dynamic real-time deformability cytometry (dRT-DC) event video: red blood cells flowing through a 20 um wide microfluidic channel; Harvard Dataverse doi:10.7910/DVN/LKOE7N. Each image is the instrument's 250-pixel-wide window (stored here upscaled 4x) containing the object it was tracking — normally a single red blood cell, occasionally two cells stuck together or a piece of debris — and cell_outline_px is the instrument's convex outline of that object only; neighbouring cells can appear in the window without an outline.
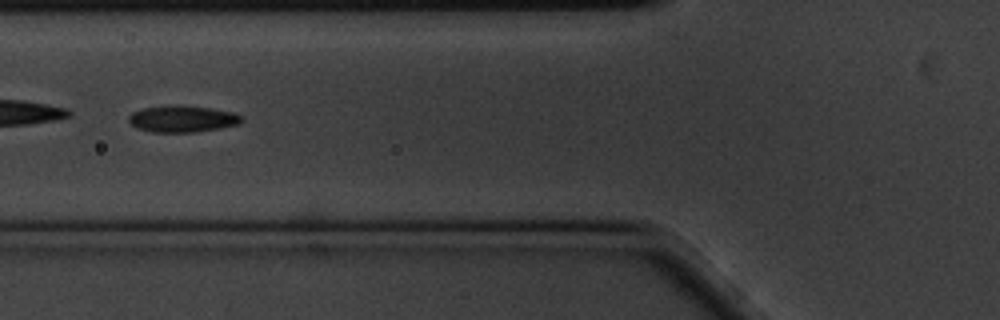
{"species": "common noctule bat (a hibernating species)", "species_latin": "Nyctalus noctula", "temperature_condition": "cold", "stored_images_in_passage": 43, "camera_frame_rate_fps": 3000, "um_per_image_px": 0.085, "animal": {"sex": "male", "body_mass_g": 20.1, "forearm_length_mm": 53.5}, "frame": {"image": 1, "passage_image": 7, "time_ms": 2.0, "image_size_px": [1000, 320], "cell_outline_px": [[244, 120], [240, 124], [220, 128], [196, 132], [152, 132], [136, 128], [128, 120], [128, 116], [132, 112], [144, 108], [212, 108], [232, 112], [244, 116]], "centroid_in_image_um": [15.56, 10.16], "position_along_channel_um": 110.2, "area_um2": 16.76}, "authors_computed_cell_mechanics": {"area_um2": 17.051, "velocity_mm_per_s": 3.4536, "shape_relaxation_time_tau1_ms": 2.9916, "shape_relaxation_time_tau2_ms": 4.3521, "deformation_change_tau1": 0.0956, "deformation_change_tau2": 0.1058}}